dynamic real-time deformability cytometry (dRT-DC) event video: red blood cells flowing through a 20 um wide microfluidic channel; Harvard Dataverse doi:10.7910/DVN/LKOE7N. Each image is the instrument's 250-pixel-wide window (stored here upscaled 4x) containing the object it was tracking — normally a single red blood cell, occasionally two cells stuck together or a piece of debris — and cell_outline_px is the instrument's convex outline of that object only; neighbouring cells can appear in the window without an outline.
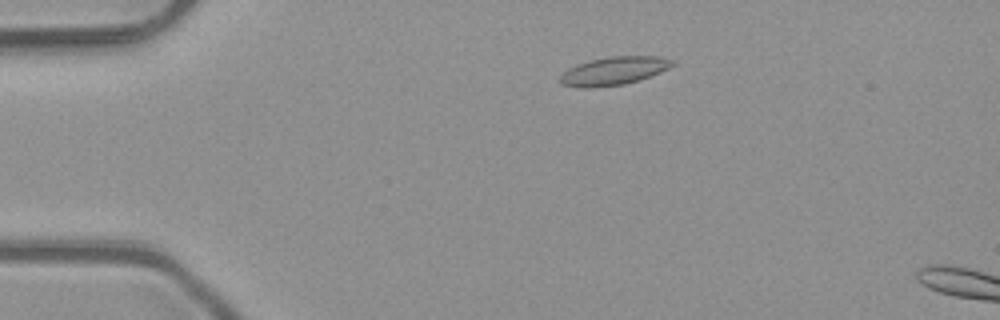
{"species": "common noctule bat (a hibernating species)", "species_latin": "Nyctalus noctula", "temperature_condition": "room temperature", "stored_images_in_passage": 49, "camera_frame_rate_fps": 3000, "um_per_image_px": 0.085, "animal": {"sex": "male", "body_mass_g": 23.1, "forearm_length_mm": 52.7}, "frame": {"image": 1, "passage_image": 8, "time_ms": 2.333, "image_size_px": [1000, 320], "cell_outline_px": [[676, 64], [660, 72], [624, 84], [592, 88], [584, 88], [560, 84], [560, 76], [568, 68], [576, 64], [588, 60], [608, 56], [660, 56], [676, 60]], "centroid_in_image_um": [52.17, 6.01], "position_along_channel_um": 32.8, "area_um2": 18.55}}
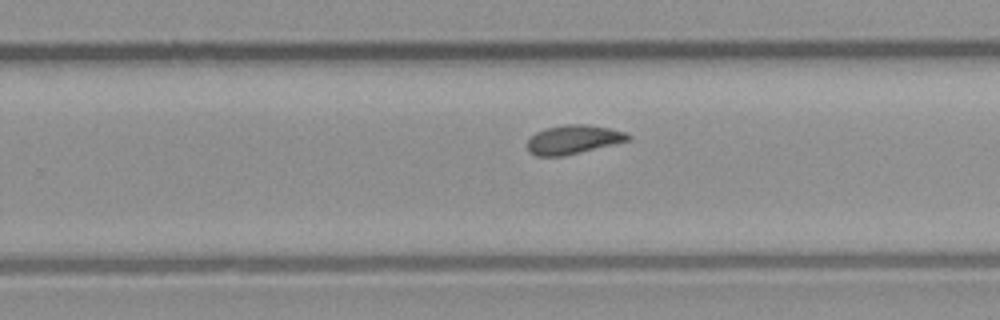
{"frame": {"image": 2, "passage_image": 30, "time_ms": 9.667, "image_size_px": [1000, 320], "cell_outline_px": [[632, 140], [564, 156], [536, 156], [528, 152], [528, 140], [536, 132], [544, 128], [564, 124], [588, 124], [608, 128], [624, 132], [632, 136]], "centroid_in_image_um": [48.74, 11.86], "position_along_channel_um": 281.1, "area_um2": 17.11}}
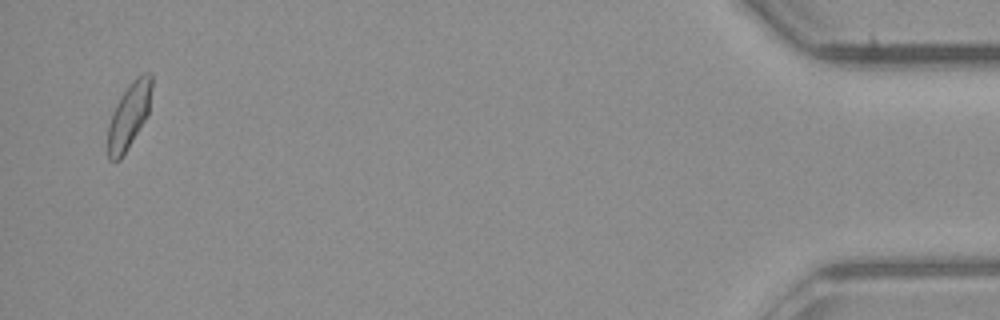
{"frame": {"image": 3, "passage_image": 47, "time_ms": 15.333, "image_size_px": [1000, 320], "cell_outline_px": [[152, 88], [148, 116], [120, 160], [108, 160], [108, 124], [112, 112], [120, 96], [132, 80], [136, 76], [144, 72], [152, 72]], "centroid_in_image_um": [10.98, 9.79], "position_along_channel_um": 424.2, "area_um2": 16.99}}